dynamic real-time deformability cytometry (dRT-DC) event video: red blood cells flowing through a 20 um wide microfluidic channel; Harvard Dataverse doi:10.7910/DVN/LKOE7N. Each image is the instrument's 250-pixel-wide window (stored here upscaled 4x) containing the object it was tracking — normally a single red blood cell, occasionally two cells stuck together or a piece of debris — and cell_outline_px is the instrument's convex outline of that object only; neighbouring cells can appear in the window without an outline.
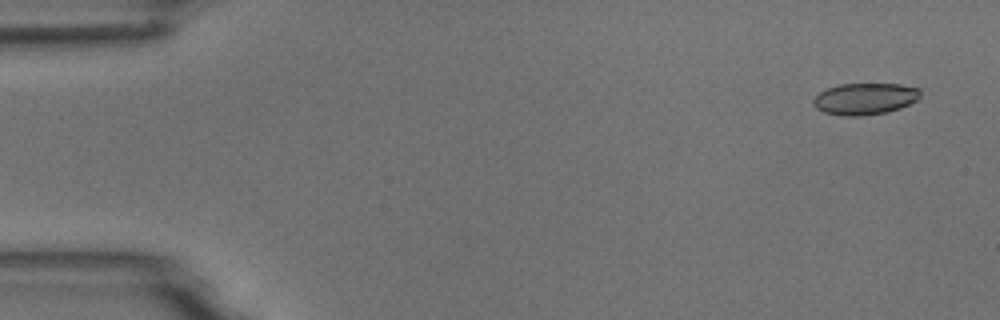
{"species": "common noctule bat (a hibernating species)", "species_latin": "Nyctalus noctula", "temperature_condition": "room temperature", "stored_images_in_passage": 4, "camera_frame_rate_fps": 3000, "um_per_image_px": 0.085, "animal": {"sex": "male", "body_mass_g": 18.8}, "frame": {"image": 1, "passage_image": 1, "time_ms": 0.0, "image_size_px": [1000, 320], "cell_outline_px": [[920, 96], [916, 100], [900, 108], [888, 112], [860, 116], [840, 116], [824, 112], [816, 108], [812, 104], [812, 100], [820, 92], [828, 88], [840, 84], [900, 84], [920, 88]], "centroid_in_image_um": [73.5, 8.4], "position_along_channel_um": 11.5, "area_um2": 19.77}}
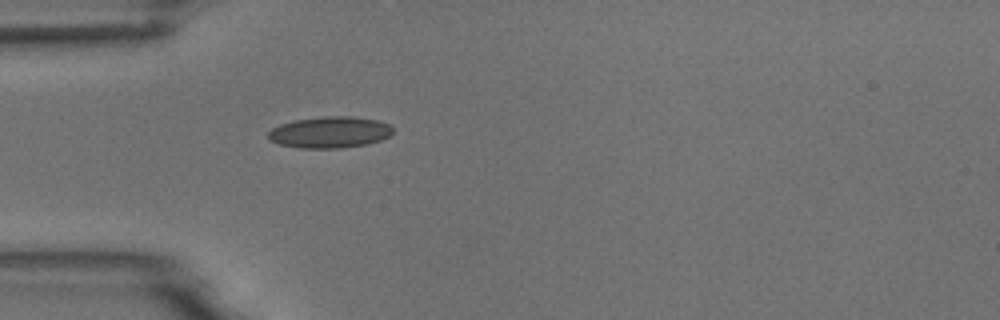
{"frame": {"image": 2, "passage_image": 4, "time_ms": 4.333, "image_size_px": [1000, 320], "cell_outline_px": [[392, 132], [388, 136], [380, 140], [368, 144], [340, 148], [300, 148], [280, 144], [272, 140], [268, 136], [268, 132], [272, 128], [280, 124], [296, 120], [324, 116], [352, 116], [376, 120], [392, 124]], "centroid_in_image_um": [28.06, 11.24], "position_along_channel_um": 56.9, "area_um2": 22.72}}